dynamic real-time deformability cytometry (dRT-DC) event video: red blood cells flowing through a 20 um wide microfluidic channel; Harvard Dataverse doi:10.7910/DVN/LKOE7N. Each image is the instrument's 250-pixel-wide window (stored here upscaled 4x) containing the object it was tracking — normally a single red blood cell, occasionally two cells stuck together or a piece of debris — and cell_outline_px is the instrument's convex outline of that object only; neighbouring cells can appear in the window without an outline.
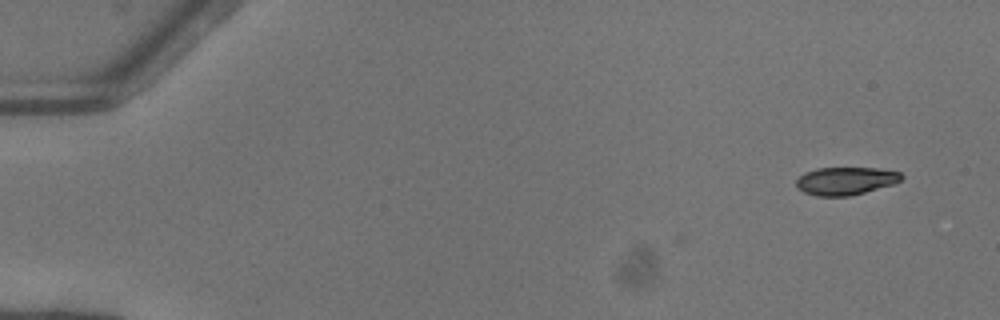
{"species": "common noctule bat (a hibernating species)", "species_latin": "Nyctalus noctula", "temperature_condition": "warm", "stored_images_in_passage": 2, "camera_frame_rate_fps": 3000, "um_per_image_px": 0.085, "animal": {"sex": "female"}, "frame": {"image": 1, "passage_image": 2, "time_ms": 0.333, "image_size_px": [1000, 320], "cell_outline_px": [[904, 176], [900, 180], [892, 184], [864, 192], [848, 196], [816, 196], [804, 192], [796, 188], [796, 180], [804, 172], [816, 168], [876, 168], [900, 172]], "centroid_in_image_um": [71.83, 15.37], "position_along_channel_um": 13.2, "area_um2": 16.99}}